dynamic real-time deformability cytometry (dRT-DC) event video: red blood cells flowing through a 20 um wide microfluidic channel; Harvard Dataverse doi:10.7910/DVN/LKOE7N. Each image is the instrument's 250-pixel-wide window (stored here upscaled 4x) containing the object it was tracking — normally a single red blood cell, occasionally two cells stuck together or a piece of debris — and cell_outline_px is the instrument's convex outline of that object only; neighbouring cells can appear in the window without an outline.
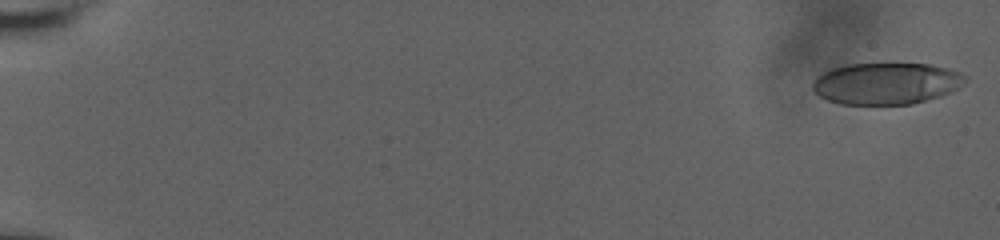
{"species": "human", "species_latin": "Homo sapiens", "temperature_condition": "room temperature", "stored_images_in_passage": 54, "camera_frame_rate_fps": 3000, "um_per_image_px": 0.085, "donor": {"sex": "male"}, "frame": {"image": 1, "passage_image": 1, "time_ms": 0.0, "image_size_px": [1000, 240], "cell_outline_px": [[968, 80], [964, 84], [940, 96], [912, 104], [840, 104], [828, 100], [820, 96], [812, 88], [812, 84], [816, 76], [832, 68], [848, 64], [932, 64], [948, 68], [960, 72], [968, 76]], "centroid_in_image_um": [75.35, 7.09], "position_along_channel_um": 9.6, "area_um2": 37.05}}
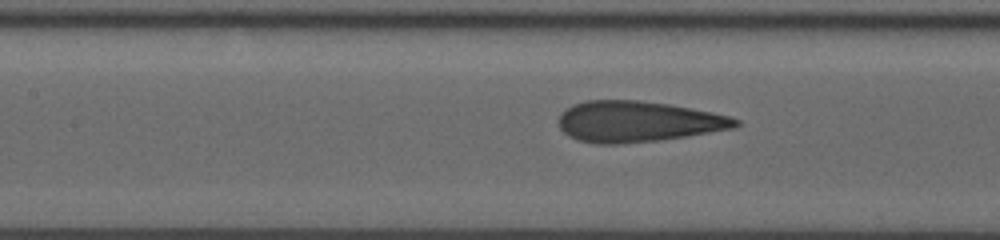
{"frame": {"image": 2, "passage_image": 30, "time_ms": 9.667, "image_size_px": [1000, 240], "cell_outline_px": [[740, 124], [736, 128], [688, 136], [660, 140], [616, 144], [596, 144], [576, 140], [568, 136], [560, 128], [560, 112], [564, 108], [572, 104], [584, 100], [640, 100], [668, 104], [712, 112], [732, 116], [740, 120]], "centroid_in_image_um": [54.21, 10.33], "position_along_channel_um": 153.2, "area_um2": 42.54}}
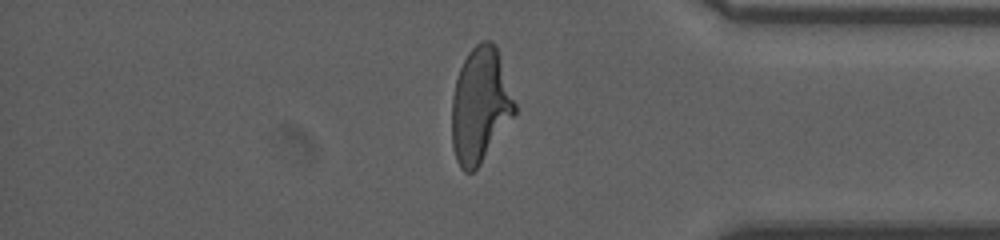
{"frame": {"image": 3, "passage_image": 51, "time_ms": 16.667, "image_size_px": [1000, 240], "cell_outline_px": [[516, 112], [480, 164], [472, 172], [464, 172], [460, 168], [456, 160], [452, 148], [452, 96], [456, 80], [460, 68], [468, 52], [480, 40], [488, 40], [496, 44], [516, 104]], "centroid_in_image_um": [40.8, 8.93], "position_along_channel_um": 394.4, "area_um2": 42.08}}